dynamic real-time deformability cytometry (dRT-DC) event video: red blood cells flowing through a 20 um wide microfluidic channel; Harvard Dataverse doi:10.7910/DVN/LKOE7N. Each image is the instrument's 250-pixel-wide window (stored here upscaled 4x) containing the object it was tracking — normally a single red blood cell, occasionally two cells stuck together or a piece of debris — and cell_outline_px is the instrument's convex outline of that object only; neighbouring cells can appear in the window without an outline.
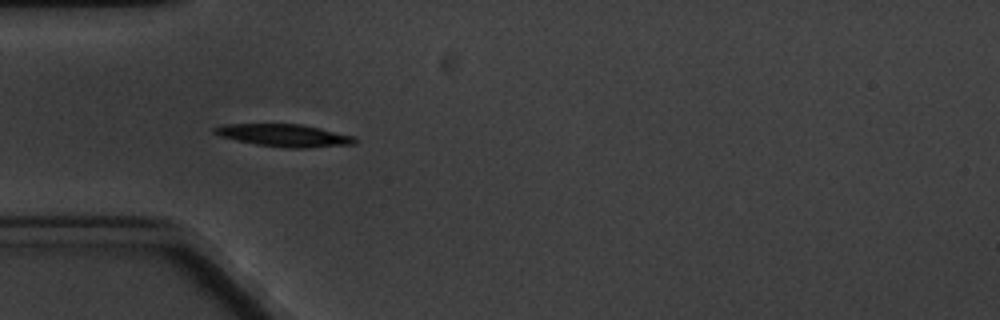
{"species": "common noctule bat (a hibernating species)", "species_latin": "Nyctalus noctula", "temperature_condition": "cold", "stored_images_in_passage": 7, "camera_frame_rate_fps": 3000, "um_per_image_px": 0.085, "animal": {"sex": "male", "body_mass_g": 20.1, "forearm_length_mm": 53.5}, "frame": {"image": 1, "passage_image": 5, "time_ms": 5.333, "image_size_px": [1000, 320], "cell_outline_px": [[356, 144], [308, 148], [288, 148], [256, 144], [236, 140], [220, 136], [212, 132], [212, 128], [224, 124], [300, 124], [320, 128], [356, 136]], "centroid_in_image_um": [24.18, 11.51], "position_along_channel_um": 60.8, "area_um2": 18.44}}